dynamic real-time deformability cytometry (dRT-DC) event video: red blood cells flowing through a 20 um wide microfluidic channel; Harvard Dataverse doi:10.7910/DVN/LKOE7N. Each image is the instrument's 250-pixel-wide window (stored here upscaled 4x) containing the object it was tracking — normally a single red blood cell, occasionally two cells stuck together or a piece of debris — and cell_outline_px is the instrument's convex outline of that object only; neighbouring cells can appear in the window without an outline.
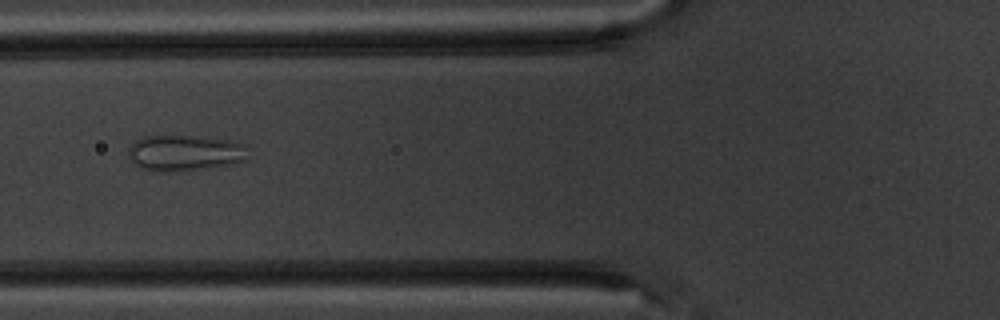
{"species": "common noctule bat (a hibernating species)", "species_latin": "Nyctalus noctula", "temperature_condition": "warm", "stored_images_in_passage": 9, "camera_frame_rate_fps": 3000, "um_per_image_px": 0.085, "animal": {"sex": "male", "body_mass_g": 20.1, "forearm_length_mm": 53.5}, "frame": {"image": 1, "passage_image": 6, "time_ms": 6.0, "image_size_px": [1000, 320], "cell_outline_px": [[248, 160], [228, 164], [204, 168], [164, 172], [140, 168], [128, 156], [128, 148], [136, 140], [144, 136], [192, 136], [232, 140], [248, 144]], "centroid_in_image_um": [15.76, 12.98], "position_along_channel_um": 110.0, "area_um2": 25.09}}
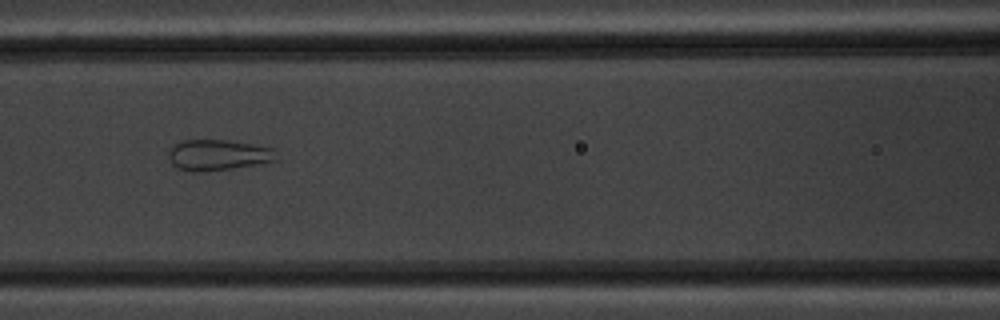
{"frame": {"image": 2, "passage_image": 7, "time_ms": 7.0, "image_size_px": [1000, 320], "cell_outline_px": [[276, 160], [256, 164], [232, 168], [196, 172], [192, 172], [176, 168], [172, 164], [168, 156], [168, 152], [176, 144], [184, 140], [228, 140], [276, 148]], "centroid_in_image_um": [18.53, 13.17], "position_along_channel_um": 148.1, "area_um2": 19.25}}
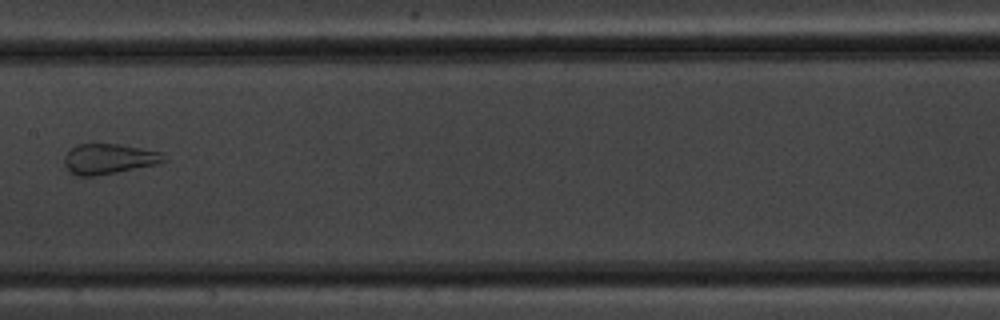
{"frame": {"image": 3, "passage_image": 8, "time_ms": 8.333, "image_size_px": [1000, 320], "cell_outline_px": [[168, 160], [156, 164], [116, 172], [92, 176], [76, 176], [64, 164], [64, 156], [72, 148], [80, 144], [120, 144], [164, 152]], "centroid_in_image_um": [9.3, 13.49], "position_along_channel_um": 198.1, "area_um2": 17.46}}